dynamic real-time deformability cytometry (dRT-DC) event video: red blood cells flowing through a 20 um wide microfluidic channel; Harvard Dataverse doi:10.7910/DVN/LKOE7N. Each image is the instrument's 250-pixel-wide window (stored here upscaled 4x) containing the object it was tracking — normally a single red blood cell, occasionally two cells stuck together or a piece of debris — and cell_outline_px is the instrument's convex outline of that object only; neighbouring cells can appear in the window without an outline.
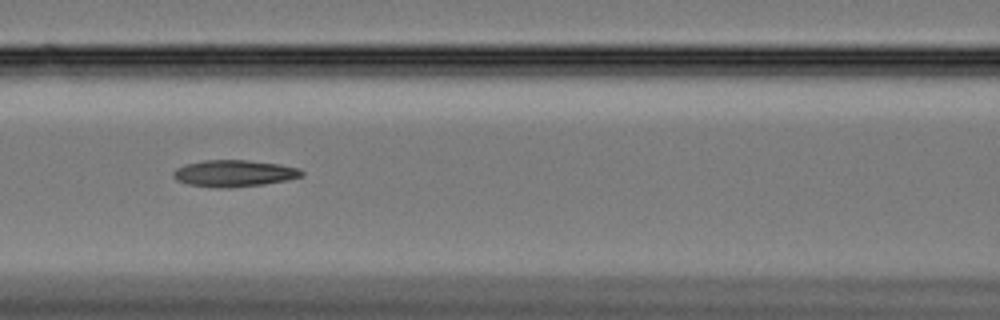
{"species": "Egyptian fruit bat (a non-hibernating species)", "species_latin": "Rousettus aegyptiacus", "temperature_condition": "cold", "stored_images_in_passage": 44, "camera_frame_rate_fps": 3000, "um_per_image_px": 0.085, "animal": {"sex": "female"}, "frame": {"image": 1, "passage_image": 17, "time_ms": 5.333, "image_size_px": [1000, 320], "cell_outline_px": [[304, 172], [300, 176], [288, 180], [264, 184], [228, 188], [216, 188], [188, 184], [176, 180], [172, 176], [172, 172], [176, 168], [184, 164], [204, 160], [248, 160], [280, 164], [300, 168]], "centroid_in_image_um": [19.87, 14.73], "position_along_channel_um": 146.7, "area_um2": 20.11}}
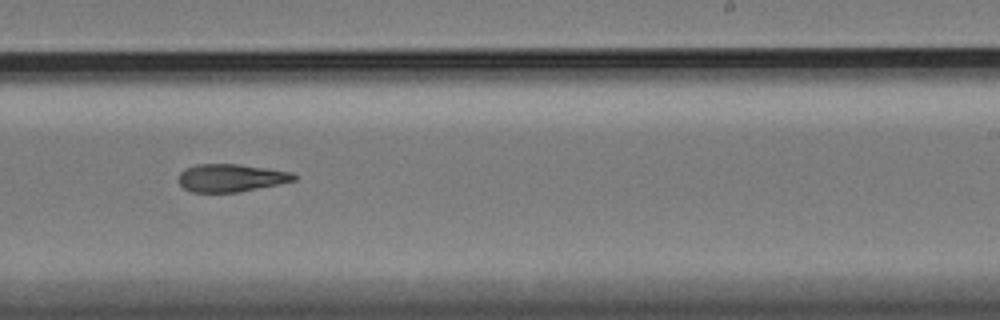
{"frame": {"image": 2, "passage_image": 28, "time_ms": 9.0, "image_size_px": [1000, 320], "cell_outline_px": [[296, 180], [280, 184], [236, 192], [192, 192], [184, 188], [180, 184], [180, 172], [184, 168], [196, 164], [236, 164], [292, 172], [296, 176]], "centroid_in_image_um": [19.62, 15.12], "position_along_channel_um": 269.4, "area_um2": 18.5}}
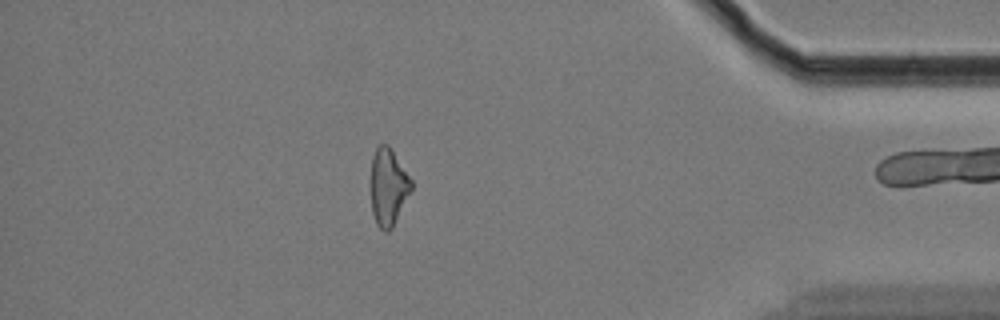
{"frame": {"image": 3, "passage_image": 43, "time_ms": 14.0, "image_size_px": [1000, 320], "cell_outline_px": [[412, 188], [392, 228], [388, 232], [384, 232], [376, 224], [372, 212], [372, 156], [376, 148], [380, 144], [388, 144], [412, 180]], "centroid_in_image_um": [33.01, 15.9], "position_along_channel_um": 402.2, "area_um2": 17.86}}